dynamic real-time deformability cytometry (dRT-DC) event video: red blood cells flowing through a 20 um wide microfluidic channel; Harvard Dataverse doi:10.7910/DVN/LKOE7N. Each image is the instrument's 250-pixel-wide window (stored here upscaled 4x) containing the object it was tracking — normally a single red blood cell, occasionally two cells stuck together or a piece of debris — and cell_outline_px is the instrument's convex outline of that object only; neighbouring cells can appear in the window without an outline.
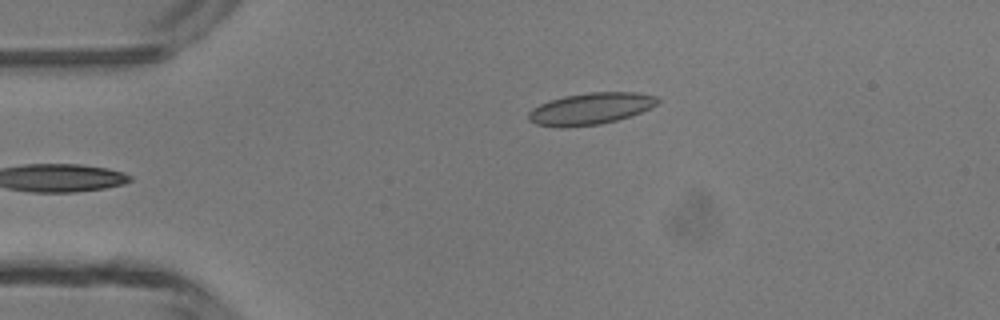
{"species": "common noctule bat (a hibernating species)", "species_latin": "Nyctalus noctula", "temperature_condition": "room temperature", "stored_images_in_passage": 4, "camera_frame_rate_fps": 3000, "um_per_image_px": 0.085, "animal": {"sex": "male", "body_mass_g": 13.3}, "frame": {"image": 1, "passage_image": 4, "time_ms": 3.333, "image_size_px": [1000, 320], "cell_outline_px": [[660, 100], [656, 104], [632, 116], [600, 124], [564, 128], [556, 128], [536, 124], [528, 120], [528, 112], [532, 108], [548, 100], [564, 96], [588, 92], [636, 92], [656, 96]], "centroid_in_image_um": [50.15, 9.24], "position_along_channel_um": 34.9, "area_um2": 24.04}}